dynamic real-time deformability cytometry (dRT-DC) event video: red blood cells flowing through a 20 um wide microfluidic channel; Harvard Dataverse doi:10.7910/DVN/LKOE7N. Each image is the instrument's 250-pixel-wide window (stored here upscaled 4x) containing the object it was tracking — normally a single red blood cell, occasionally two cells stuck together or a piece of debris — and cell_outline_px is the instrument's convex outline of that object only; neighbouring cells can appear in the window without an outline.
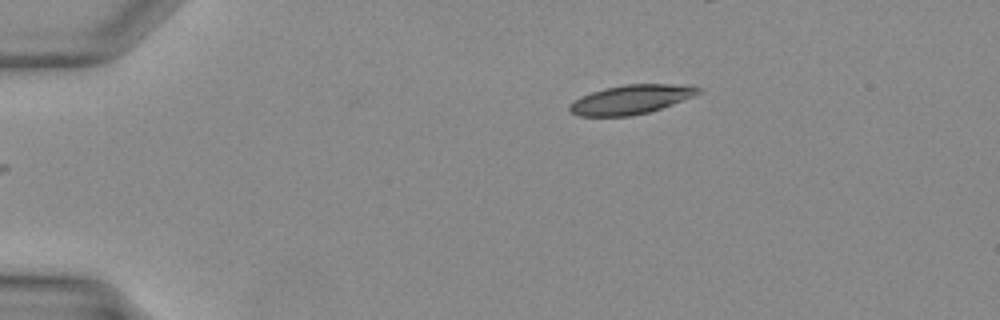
{"species": "Egyptian fruit bat (a non-hibernating species)", "species_latin": "Rousettus aegyptiacus", "temperature_condition": "warm", "stored_images_in_passage": 25, "camera_frame_rate_fps": 3000, "um_per_image_px": 0.085, "animal": {"sex": "female"}, "frame": {"image": 1, "passage_image": 1, "time_ms": 0.0, "image_size_px": [1000, 320], "cell_outline_px": [[704, 92], [672, 104], [648, 112], [628, 116], [580, 116], [572, 112], [568, 108], [576, 100], [592, 92], [604, 88], [624, 84], [688, 84], [700, 88]], "centroid_in_image_um": [53.71, 8.44], "position_along_channel_um": 31.3, "area_um2": 21.62}}
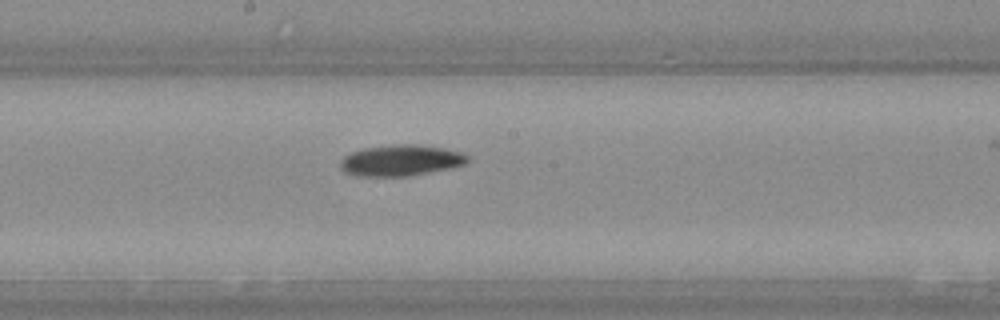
{"frame": {"image": 2, "passage_image": 15, "time_ms": 4.667, "image_size_px": [1000, 320], "cell_outline_px": [[468, 160], [464, 164], [448, 168], [408, 176], [356, 176], [344, 172], [340, 168], [340, 160], [344, 156], [352, 152], [364, 148], [392, 144], [420, 144], [444, 148], [464, 152], [468, 156]], "centroid_in_image_um": [34.05, 13.62], "position_along_channel_um": 214.2, "area_um2": 23.12}}
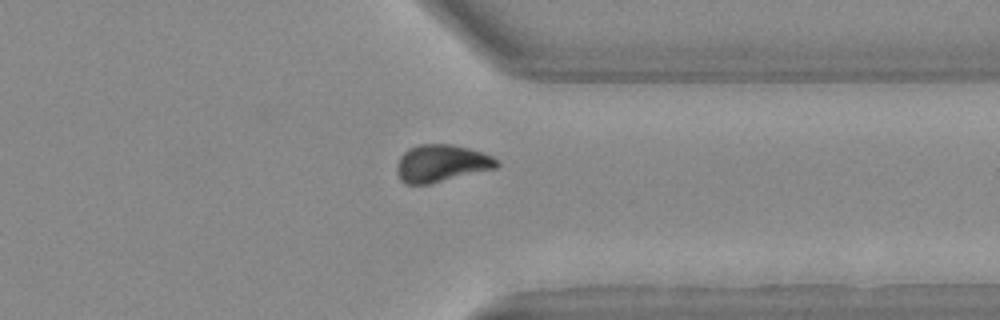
{"frame": {"image": 3, "passage_image": 24, "time_ms": 7.667, "image_size_px": [1000, 320], "cell_outline_px": [[500, 164], [496, 168], [432, 184], [404, 184], [400, 180], [396, 172], [396, 164], [400, 156], [408, 148], [420, 144], [452, 144], [468, 148], [492, 156]], "centroid_in_image_um": [37.48, 13.89], "position_along_channel_um": 373.9, "area_um2": 21.91}}